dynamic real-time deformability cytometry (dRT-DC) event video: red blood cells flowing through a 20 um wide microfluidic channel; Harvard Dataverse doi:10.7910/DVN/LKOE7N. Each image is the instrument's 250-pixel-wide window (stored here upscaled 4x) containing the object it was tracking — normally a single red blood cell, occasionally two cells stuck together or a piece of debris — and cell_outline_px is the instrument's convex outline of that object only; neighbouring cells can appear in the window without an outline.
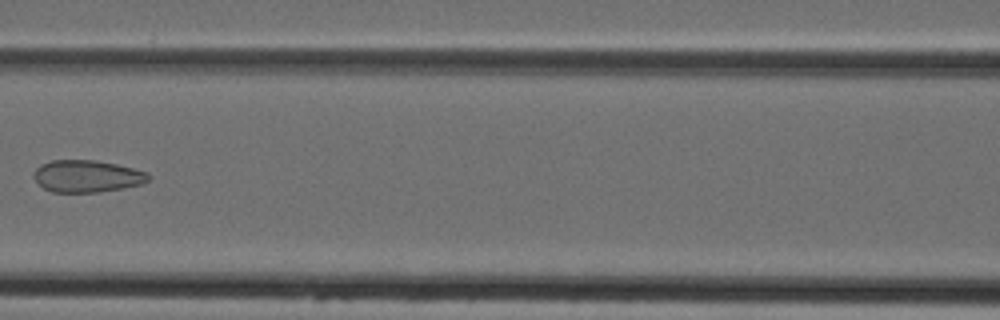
{"species": "Egyptian fruit bat (a non-hibernating species)", "species_latin": "Rousettus aegyptiacus", "temperature_condition": "cold", "stored_images_in_passage": 6, "camera_frame_rate_fps": 3000, "um_per_image_px": 0.085, "animal": {"sex": "female"}, "frame": {"image": 1, "passage_image": 5, "time_ms": 5.667, "image_size_px": [1000, 320], "cell_outline_px": [[152, 176], [144, 184], [124, 188], [100, 192], [52, 192], [44, 188], [32, 176], [32, 172], [40, 164], [52, 160], [96, 160], [116, 164], [148, 172]], "centroid_in_image_um": [7.41, 14.97], "position_along_channel_um": 159.2, "area_um2": 21.68}}
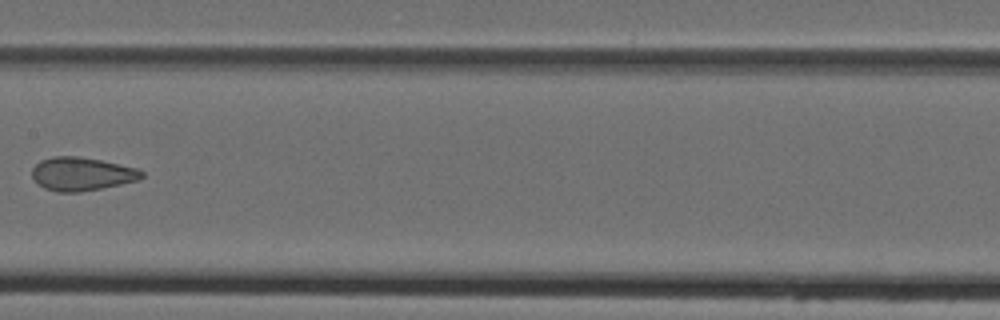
{"frame": {"image": 2, "passage_image": 6, "time_ms": 6.667, "image_size_px": [1000, 320], "cell_outline_px": [[144, 176], [140, 180], [80, 192], [56, 192], [44, 188], [32, 176], [32, 168], [40, 160], [52, 156], [80, 156], [100, 160], [136, 168], [144, 172]], "centroid_in_image_um": [6.94, 14.78], "position_along_channel_um": 200.5, "area_um2": 21.27}}